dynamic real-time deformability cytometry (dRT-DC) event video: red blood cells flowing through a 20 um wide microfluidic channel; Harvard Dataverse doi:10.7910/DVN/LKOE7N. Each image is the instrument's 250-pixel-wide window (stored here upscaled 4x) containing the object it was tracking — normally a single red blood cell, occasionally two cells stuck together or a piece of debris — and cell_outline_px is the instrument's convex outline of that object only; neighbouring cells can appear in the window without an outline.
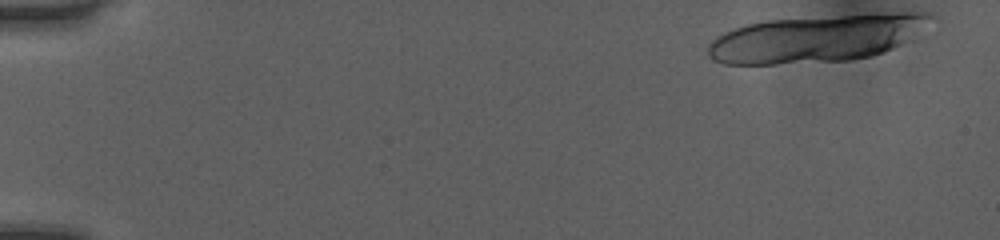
{"species": "human", "species_latin": "Homo sapiens", "temperature_condition": "room temperature", "stored_images_in_passage": 19, "camera_frame_rate_fps": 3000, "um_per_image_px": 0.085, "donor": {"sex": "female"}, "frame": {"image": 1, "passage_image": 1, "time_ms": 0.0, "image_size_px": [1000, 240], "cell_outline_px": [[940, 20], [900, 44], [884, 52], [872, 56], [852, 60], [776, 64], [724, 64], [712, 60], [708, 56], [708, 44], [716, 36], [724, 32], [748, 24], [764, 20], [900, 12], [932, 12], [940, 16]], "centroid_in_image_um": [69.49, 3.25], "position_along_channel_um": 15.5, "area_um2": 62.02}}
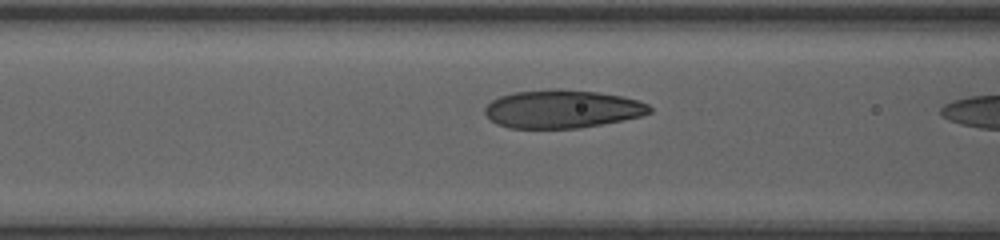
{"frame": {"image": 2, "passage_image": 18, "time_ms": 5.667, "image_size_px": [1000, 240], "cell_outline_px": [[652, 112], [640, 116], [580, 128], [508, 128], [496, 124], [484, 112], [484, 108], [492, 100], [500, 96], [512, 92], [552, 88], [556, 88], [596, 92], [620, 96], [640, 100], [648, 104], [652, 108]], "centroid_in_image_um": [47.76, 9.25], "position_along_channel_um": 118.8, "area_um2": 36.7}}